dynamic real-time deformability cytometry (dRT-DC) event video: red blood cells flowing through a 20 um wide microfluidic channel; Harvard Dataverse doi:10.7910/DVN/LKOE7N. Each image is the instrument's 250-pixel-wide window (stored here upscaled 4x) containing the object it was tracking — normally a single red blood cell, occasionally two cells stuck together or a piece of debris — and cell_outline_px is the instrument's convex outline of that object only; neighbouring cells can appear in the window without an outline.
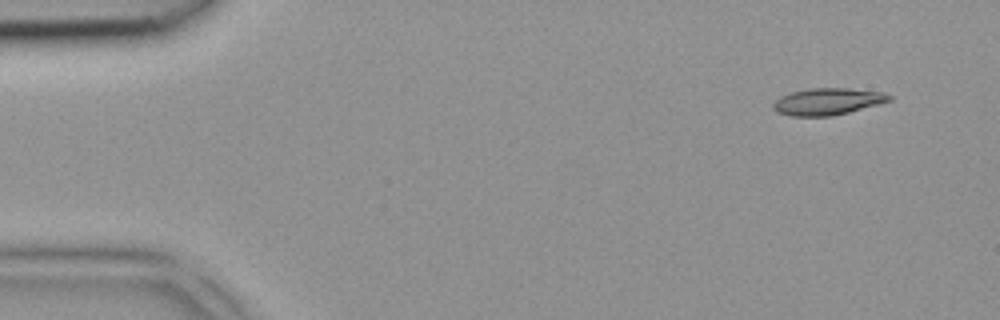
{"species": "common noctule bat (a hibernating species)", "species_latin": "Nyctalus noctula", "temperature_condition": "room temperature", "stored_images_in_passage": 4, "camera_frame_rate_fps": 3000, "um_per_image_px": 0.085, "animal": {"sex": "female", "body_mass_g": 18.4}, "frame": {"image": 1, "passage_image": 1, "time_ms": 0.0, "image_size_px": [1000, 320], "cell_outline_px": [[892, 100], [848, 112], [832, 116], [792, 116], [776, 112], [772, 108], [772, 104], [780, 96], [792, 92], [812, 88], [848, 88], [884, 92], [892, 96]], "centroid_in_image_um": [70.33, 8.63], "position_along_channel_um": 14.7, "area_um2": 18.09}}
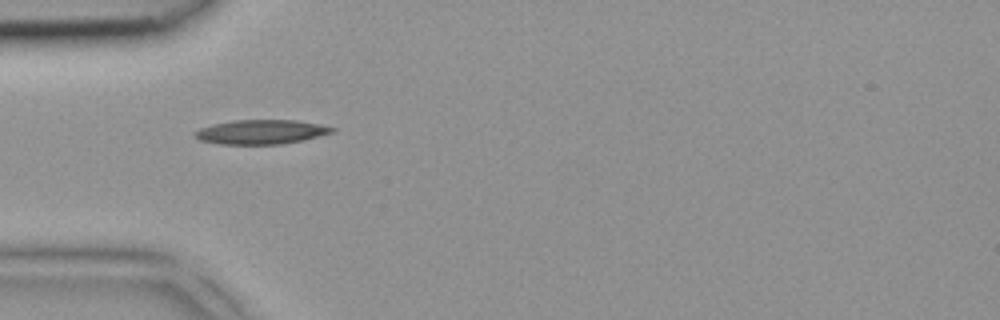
{"frame": {"image": 2, "passage_image": 4, "time_ms": 1.0, "image_size_px": [1000, 320], "cell_outline_px": [[336, 128], [332, 132], [304, 140], [280, 144], [220, 144], [200, 140], [192, 132], [200, 128], [212, 124], [232, 120], [296, 120]], "centroid_in_image_um": [22.14, 11.21], "position_along_channel_um": 62.9, "area_um2": 19.31}}